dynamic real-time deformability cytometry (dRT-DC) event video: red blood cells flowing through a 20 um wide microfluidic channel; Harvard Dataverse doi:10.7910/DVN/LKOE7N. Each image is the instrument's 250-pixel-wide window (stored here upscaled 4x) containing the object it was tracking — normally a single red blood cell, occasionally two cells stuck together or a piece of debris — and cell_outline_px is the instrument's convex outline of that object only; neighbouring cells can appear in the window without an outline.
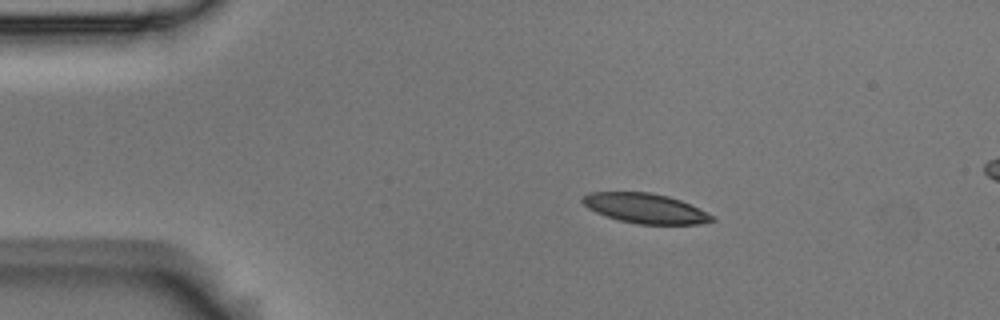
{"species": "Egyptian fruit bat (a non-hibernating species)", "species_latin": "Rousettus aegyptiacus", "temperature_condition": "room temperature", "stored_images_in_passage": 4, "camera_frame_rate_fps": 3000, "um_per_image_px": 0.085, "animal": {"sex": "male"}, "frame": {"image": 1, "passage_image": 2, "time_ms": 0.333, "image_size_px": [1000, 320], "cell_outline_px": [[716, 220], [700, 224], [636, 224], [604, 216], [588, 208], [580, 200], [588, 192], [648, 192], [668, 196], [680, 200], [712, 216]], "centroid_in_image_um": [54.79, 17.71], "position_along_channel_um": 30.2, "area_um2": 22.25}}